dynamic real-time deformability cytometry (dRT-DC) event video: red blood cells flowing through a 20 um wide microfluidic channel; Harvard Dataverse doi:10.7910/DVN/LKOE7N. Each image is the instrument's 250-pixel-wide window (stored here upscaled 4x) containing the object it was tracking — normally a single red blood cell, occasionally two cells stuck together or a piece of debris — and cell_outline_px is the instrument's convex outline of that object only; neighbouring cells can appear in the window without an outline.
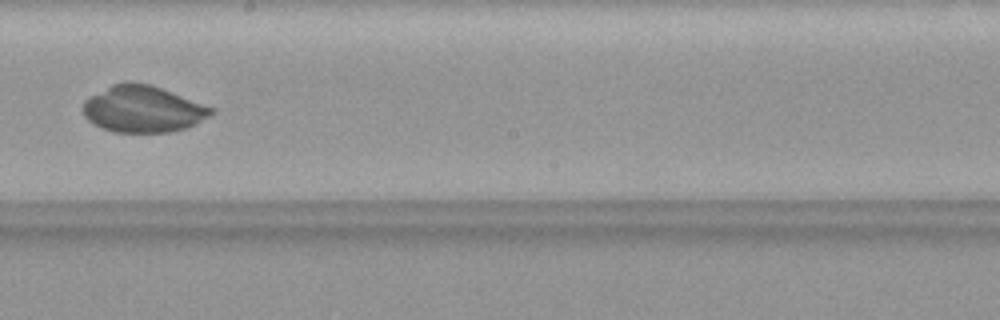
{"species": "common noctule bat (a hibernating species)", "species_latin": "Nyctalus noctula", "temperature_condition": "warm", "stored_images_in_passage": 34, "camera_frame_rate_fps": 3000, "um_per_image_px": 0.085, "animal": {"sex": "female", "body_mass_g": 19.9}, "frame": {"image": 1, "passage_image": 15, "time_ms": 4.667, "image_size_px": [1000, 320], "cell_outline_px": [[216, 112], [184, 128], [168, 132], [112, 132], [100, 128], [88, 120], [84, 116], [84, 100], [88, 96], [112, 84], [128, 80], [132, 80], [152, 84], [216, 108]], "centroid_in_image_um": [12.12, 9.24], "position_along_channel_um": 236.1, "area_um2": 35.14}}
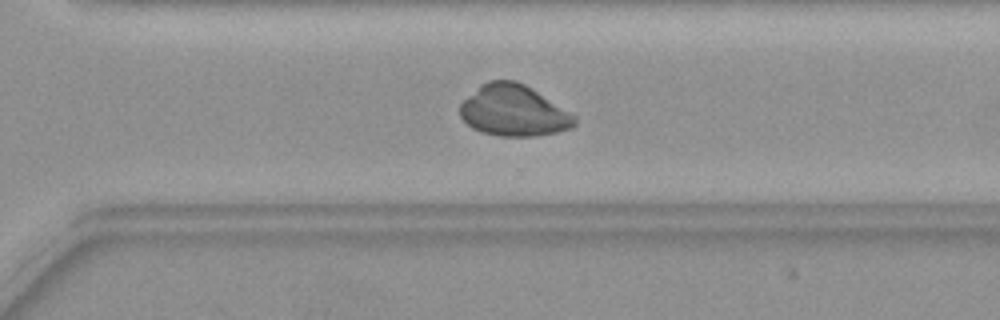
{"frame": {"image": 2, "passage_image": 21, "time_ms": 6.667, "image_size_px": [1000, 320], "cell_outline_px": [[576, 124], [572, 128], [556, 132], [536, 136], [500, 136], [480, 132], [472, 128], [460, 116], [460, 104], [480, 84], [488, 80], [516, 80], [532, 88], [576, 116]], "centroid_in_image_um": [43.65, 9.4], "position_along_channel_um": 326.9, "area_um2": 34.22}}
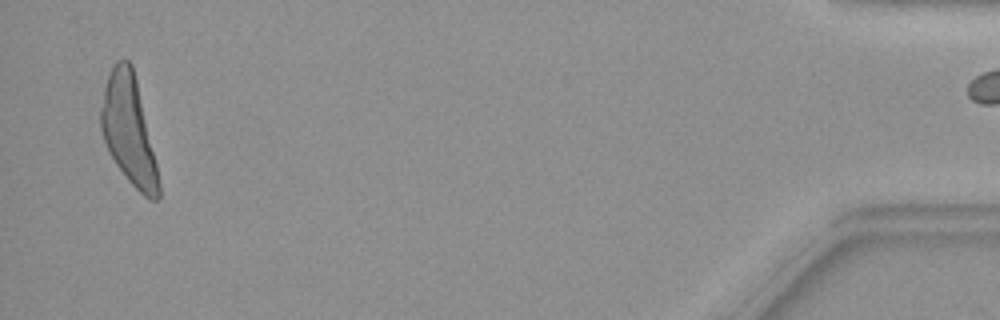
{"frame": {"image": 3, "passage_image": 33, "time_ms": 10.667, "image_size_px": [1000, 320], "cell_outline_px": [[160, 196], [156, 200], [148, 200], [128, 180], [116, 164], [108, 152], [100, 128], [100, 108], [104, 88], [108, 72], [116, 60], [128, 60], [132, 64], [136, 80], [156, 164], [160, 184]], "centroid_in_image_um": [10.91, 11.05], "position_along_channel_um": 424.3, "area_um2": 36.18}}